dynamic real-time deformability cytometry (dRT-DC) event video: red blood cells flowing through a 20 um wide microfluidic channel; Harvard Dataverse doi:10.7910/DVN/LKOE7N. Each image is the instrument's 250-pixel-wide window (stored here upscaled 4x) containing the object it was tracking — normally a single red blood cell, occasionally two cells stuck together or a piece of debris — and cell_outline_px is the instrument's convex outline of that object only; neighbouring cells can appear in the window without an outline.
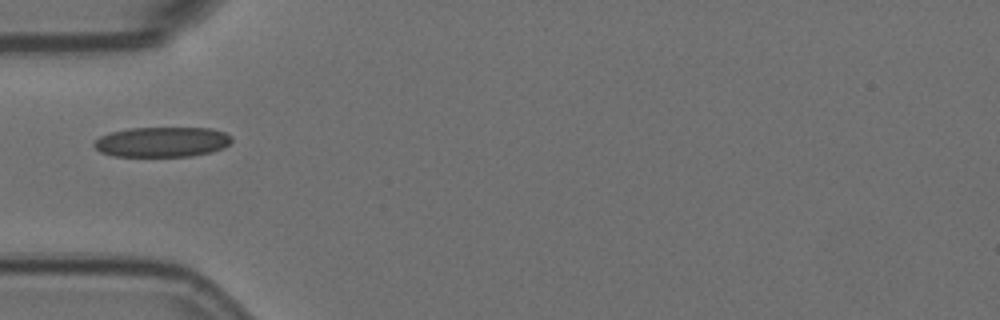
{"species": "Egyptian fruit bat (a non-hibernating species)", "species_latin": "Rousettus aegyptiacus", "temperature_condition": "room temperature", "stored_images_in_passage": 31, "camera_frame_rate_fps": 3000, "um_per_image_px": 0.085, "animal": {"sex": "female"}, "frame": {"image": 1, "passage_image": 1, "time_ms": 0.0, "image_size_px": [1000, 320], "cell_outline_px": [[232, 140], [224, 148], [212, 152], [192, 156], [112, 156], [100, 152], [92, 144], [100, 136], [108, 132], [128, 128], [212, 128], [224, 132], [232, 136]], "centroid_in_image_um": [13.77, 12.06], "position_along_channel_um": 71.2, "area_um2": 24.33}}
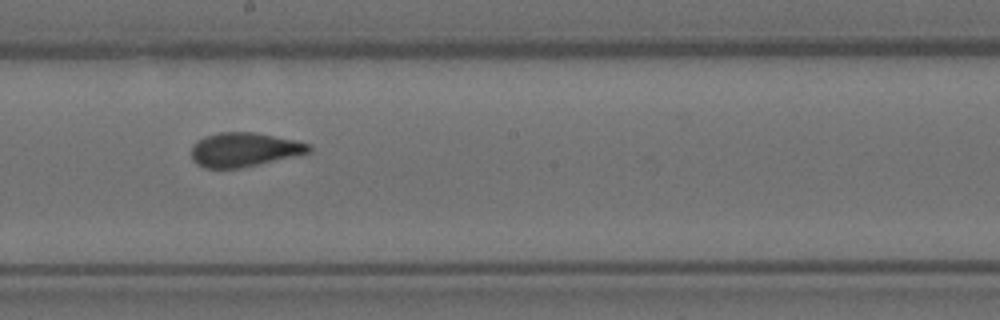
{"frame": {"image": 2, "passage_image": 14, "time_ms": 4.333, "image_size_px": [1000, 320], "cell_outline_px": [[312, 152], [240, 168], [204, 168], [196, 164], [192, 160], [192, 144], [196, 140], [204, 136], [220, 132], [252, 132], [292, 140], [308, 144], [312, 148]], "centroid_in_image_um": [20.69, 12.72], "position_along_channel_um": 227.5, "area_um2": 23.18}}
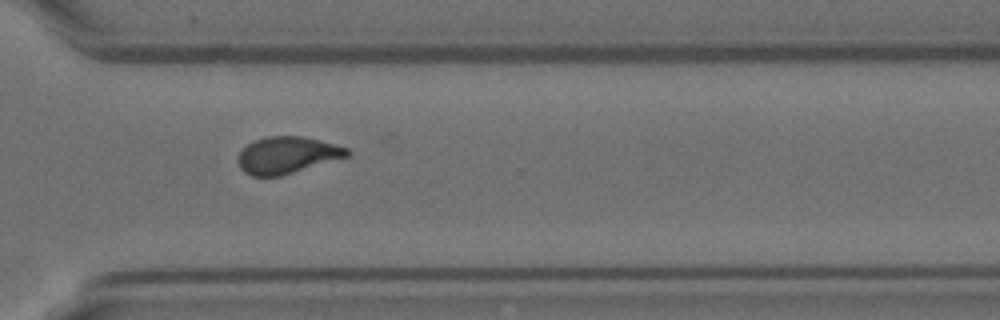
{"frame": {"image": 3, "passage_image": 24, "time_ms": 7.667, "image_size_px": [1000, 320], "cell_outline_px": [[352, 156], [280, 176], [252, 176], [244, 172], [240, 168], [236, 160], [240, 152], [252, 140], [268, 136], [304, 136], [320, 140], [348, 148], [352, 152]], "centroid_in_image_um": [24.43, 13.18], "position_along_channel_um": 346.2, "area_um2": 23.76}, "authors_computed_cell_mechanics": {"area_um2": 23.7558, "velocity_mm_per_s": 3.5836, "shape_relaxation_time_tau1_ms": null, "shape_relaxation_time_tau2_ms": 1.1392, "deformation_change_tau1": null, "deformation_change_tau2": 0.0754}}